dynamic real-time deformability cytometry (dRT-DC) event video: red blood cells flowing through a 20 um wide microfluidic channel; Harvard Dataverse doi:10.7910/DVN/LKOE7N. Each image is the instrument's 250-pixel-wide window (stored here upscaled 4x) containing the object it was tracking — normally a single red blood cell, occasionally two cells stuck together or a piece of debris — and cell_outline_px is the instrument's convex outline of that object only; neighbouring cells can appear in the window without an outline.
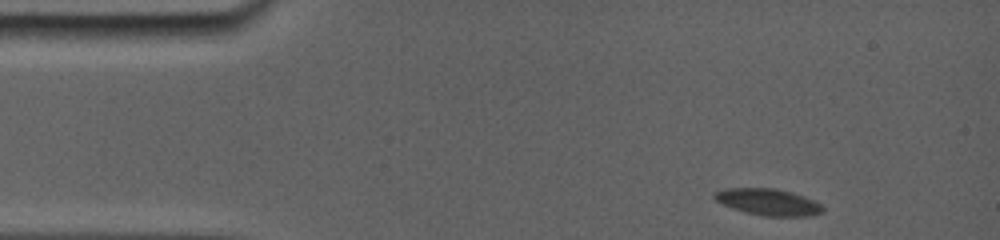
{"species": "common noctule bat (a hibernating species)", "species_latin": "Nyctalus noctula", "temperature_condition": "room temperature", "stored_images_in_passage": 36, "camera_frame_rate_fps": 5000, "um_per_image_px": 0.085, "animal": {"sex": "female", "body_mass_g": 19.0, "forearm_length_mm": 56.7}, "frame": {"image": 1, "passage_image": 1, "time_ms": 0.0, "image_size_px": [1000, 240], "cell_outline_px": [[824, 212], [812, 216], [764, 216], [732, 208], [716, 200], [712, 196], [712, 192], [724, 188], [772, 188], [792, 192], [816, 200], [824, 208]], "centroid_in_image_um": [65.32, 17.16], "position_along_channel_um": 19.7, "area_um2": 16.88}}
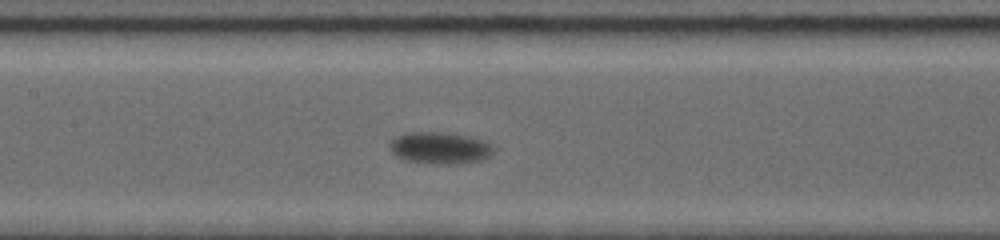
{"frame": {"image": 2, "passage_image": 16, "time_ms": 6.2, "image_size_px": [1000, 240], "cell_outline_px": [[492, 152], [488, 156], [480, 160], [460, 164], [436, 164], [408, 160], [392, 152], [392, 140], [400, 136], [416, 132], [420, 132], [456, 136], [476, 140], [488, 144], [492, 148]], "centroid_in_image_um": [37.38, 12.63], "position_along_channel_um": 170.0, "area_um2": 17.63}}
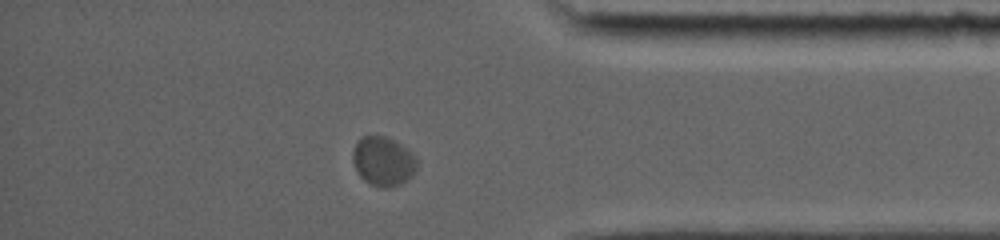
{"frame": {"image": 3, "passage_image": 31, "time_ms": 12.8, "image_size_px": [1000, 240], "cell_outline_px": [[416, 172], [412, 176], [400, 184], [384, 188], [372, 184], [364, 180], [360, 176], [352, 160], [352, 152], [356, 140], [360, 136], [384, 136], [396, 140], [408, 148], [416, 156]], "centroid_in_image_um": [32.57, 13.67], "position_along_channel_um": 402.6, "area_um2": 18.61}, "authors_computed_cell_mechanics": {"area_um2": 17.4267, "velocity_mm_per_s": 3.6353, "shape_relaxation_time_tau1_ms": 4.2425, "shape_relaxation_time_tau2_ms": null, "deformation_change_tau1": 0.1267, "deformation_change_tau2": null}}